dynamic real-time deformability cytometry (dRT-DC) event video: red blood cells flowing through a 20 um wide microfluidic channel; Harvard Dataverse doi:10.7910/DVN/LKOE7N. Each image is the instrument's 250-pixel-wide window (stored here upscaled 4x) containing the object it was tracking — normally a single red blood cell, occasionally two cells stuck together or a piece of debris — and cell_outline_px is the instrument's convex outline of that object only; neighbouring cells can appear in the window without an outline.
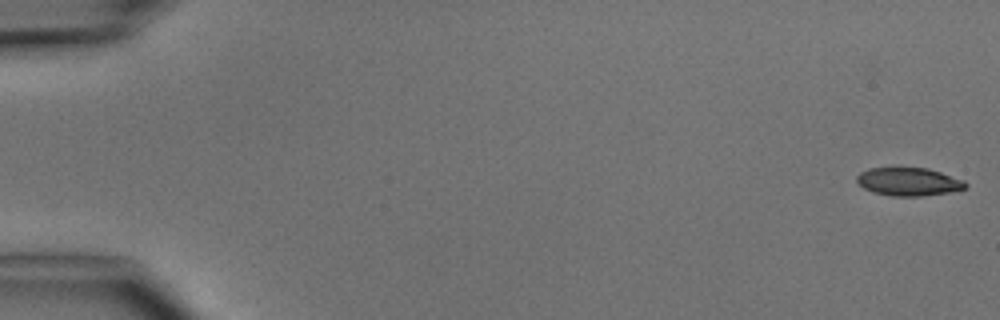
{"species": "common noctule bat (a hibernating species)", "species_latin": "Nyctalus noctula", "temperature_condition": "cold", "stored_images_in_passage": 5, "camera_frame_rate_fps": 3000, "um_per_image_px": 0.085, "animal": {"sex": "male", "body_mass_g": 15.6}, "frame": {"image": 1, "passage_image": 1, "time_ms": 0.0, "image_size_px": [1000, 320], "cell_outline_px": [[968, 188], [952, 192], [920, 196], [892, 196], [872, 192], [864, 188], [856, 180], [856, 176], [860, 172], [868, 168], [928, 168], [964, 180], [968, 184]], "centroid_in_image_um": [77.26, 15.45], "position_along_channel_um": 7.7, "area_um2": 17.92}}
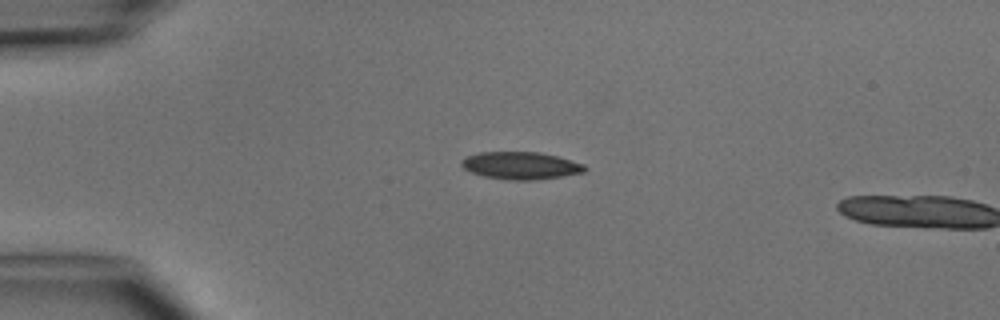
{"frame": {"image": 2, "passage_image": 4, "time_ms": 3.667, "image_size_px": [1000, 320], "cell_outline_px": [[588, 168], [584, 172], [536, 180], [504, 180], [484, 176], [472, 172], [464, 168], [460, 164], [460, 160], [468, 156], [480, 152], [540, 152], [556, 156], [584, 164]], "centroid_in_image_um": [44.25, 14.07], "position_along_channel_um": 40.7, "area_um2": 19.65}}